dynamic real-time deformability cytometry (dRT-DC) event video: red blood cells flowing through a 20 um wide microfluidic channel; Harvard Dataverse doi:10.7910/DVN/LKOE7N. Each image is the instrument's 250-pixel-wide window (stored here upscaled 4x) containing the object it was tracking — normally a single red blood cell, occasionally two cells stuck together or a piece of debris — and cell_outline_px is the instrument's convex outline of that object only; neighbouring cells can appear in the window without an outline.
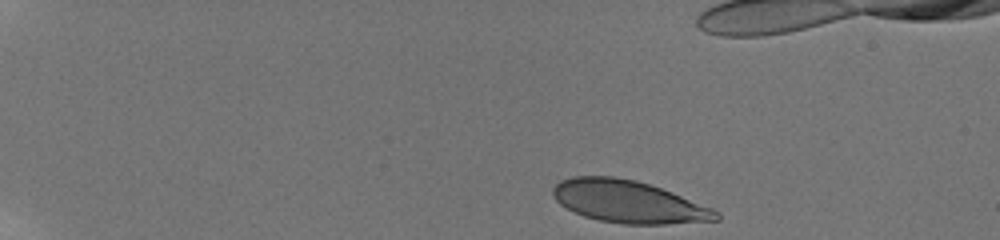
{"species": "human", "species_latin": "Homo sapiens", "temperature_condition": "room temperature", "stored_images_in_passage": 27, "camera_frame_rate_fps": 3000, "um_per_image_px": 0.085, "donor": {"sex": "male"}, "frame": {"image": 1, "passage_image": 1, "time_ms": 0.0, "image_size_px": [1000, 240], "cell_outline_px": [[720, 220], [668, 224], [624, 224], [600, 220], [584, 216], [560, 204], [552, 196], [552, 188], [560, 180], [572, 176], [616, 176], [636, 180], [672, 192], [712, 208], [720, 216]], "centroid_in_image_um": [53.4, 17.14], "position_along_channel_um": 31.6, "area_um2": 40.11}}